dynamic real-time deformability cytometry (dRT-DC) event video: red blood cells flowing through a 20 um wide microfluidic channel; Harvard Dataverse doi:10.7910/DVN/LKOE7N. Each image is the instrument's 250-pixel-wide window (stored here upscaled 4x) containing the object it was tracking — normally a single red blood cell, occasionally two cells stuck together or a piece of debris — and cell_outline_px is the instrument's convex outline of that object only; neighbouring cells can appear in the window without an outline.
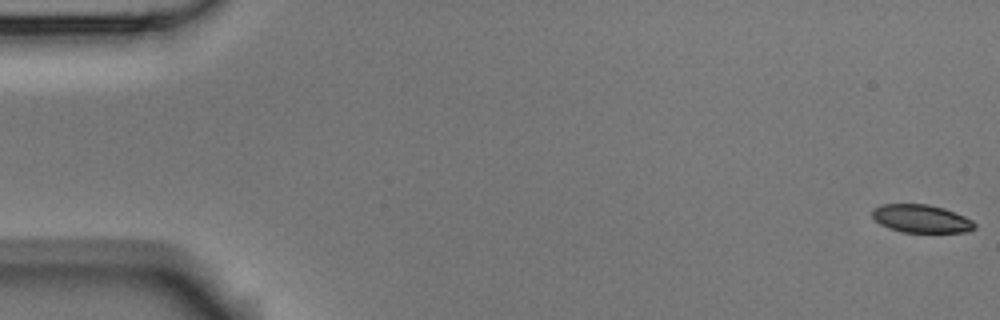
{"species": "Egyptian fruit bat (a non-hibernating species)", "species_latin": "Rousettus aegyptiacus", "temperature_condition": "room temperature", "stored_images_in_passage": 5, "segment_of_instrument_passage": [2, 2], "camera_frame_rate_fps": 3000, "um_per_image_px": 0.085, "animal": {"sex": "male"}, "frame": {"image": 1, "passage_image": 5, "time_ms": 1.333, "image_size_px": [1000, 320], "cell_outline_px": [[976, 228], [968, 232], [904, 232], [880, 224], [872, 216], [872, 212], [876, 208], [884, 204], [928, 204], [944, 208], [964, 216], [972, 220], [976, 224]], "centroid_in_image_um": [78.36, 18.59], "position_along_channel_um": 6.6, "area_um2": 16.53}}